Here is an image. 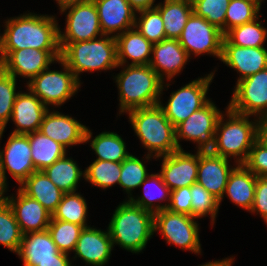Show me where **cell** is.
Listing matches in <instances>:
<instances>
[{"label": "cell", "mask_w": 267, "mask_h": 266, "mask_svg": "<svg viewBox=\"0 0 267 266\" xmlns=\"http://www.w3.org/2000/svg\"><path fill=\"white\" fill-rule=\"evenodd\" d=\"M5 23L4 33L0 36V63L14 50H61L60 27L54 16L30 12L8 19Z\"/></svg>", "instance_id": "6da1fadb"}, {"label": "cell", "mask_w": 267, "mask_h": 266, "mask_svg": "<svg viewBox=\"0 0 267 266\" xmlns=\"http://www.w3.org/2000/svg\"><path fill=\"white\" fill-rule=\"evenodd\" d=\"M129 121L143 147L147 148L146 159L161 158L179 149L175 126L165 116L160 105L137 108L127 112ZM154 153V154H152Z\"/></svg>", "instance_id": "7a4b0ae2"}, {"label": "cell", "mask_w": 267, "mask_h": 266, "mask_svg": "<svg viewBox=\"0 0 267 266\" xmlns=\"http://www.w3.org/2000/svg\"><path fill=\"white\" fill-rule=\"evenodd\" d=\"M125 66L114 78L119 89V114L158 105L164 81L149 64Z\"/></svg>", "instance_id": "3957f363"}, {"label": "cell", "mask_w": 267, "mask_h": 266, "mask_svg": "<svg viewBox=\"0 0 267 266\" xmlns=\"http://www.w3.org/2000/svg\"><path fill=\"white\" fill-rule=\"evenodd\" d=\"M107 229L113 247L117 244L127 251L139 253L154 234V213L130 200L124 201L115 209Z\"/></svg>", "instance_id": "277c9868"}, {"label": "cell", "mask_w": 267, "mask_h": 266, "mask_svg": "<svg viewBox=\"0 0 267 266\" xmlns=\"http://www.w3.org/2000/svg\"><path fill=\"white\" fill-rule=\"evenodd\" d=\"M226 109L228 119L223 121V113L219 117L214 142L209 150L225 159L236 157L235 164H244L257 140V119L252 121L249 115L234 112L229 107Z\"/></svg>", "instance_id": "5b68a950"}, {"label": "cell", "mask_w": 267, "mask_h": 266, "mask_svg": "<svg viewBox=\"0 0 267 266\" xmlns=\"http://www.w3.org/2000/svg\"><path fill=\"white\" fill-rule=\"evenodd\" d=\"M61 59L79 80L81 72L111 70L118 67L117 42L114 36L76 43H60Z\"/></svg>", "instance_id": "8992f818"}, {"label": "cell", "mask_w": 267, "mask_h": 266, "mask_svg": "<svg viewBox=\"0 0 267 266\" xmlns=\"http://www.w3.org/2000/svg\"><path fill=\"white\" fill-rule=\"evenodd\" d=\"M63 66L62 71L46 70L33 77L28 83V91L36 95L48 108L49 105L61 106L70 99L80 88V80L76 78L67 64L57 59Z\"/></svg>", "instance_id": "52a82bcc"}, {"label": "cell", "mask_w": 267, "mask_h": 266, "mask_svg": "<svg viewBox=\"0 0 267 266\" xmlns=\"http://www.w3.org/2000/svg\"><path fill=\"white\" fill-rule=\"evenodd\" d=\"M195 219L197 218L164 209L154 213V232L160 231L168 244L201 254L199 224Z\"/></svg>", "instance_id": "ba28073f"}, {"label": "cell", "mask_w": 267, "mask_h": 266, "mask_svg": "<svg viewBox=\"0 0 267 266\" xmlns=\"http://www.w3.org/2000/svg\"><path fill=\"white\" fill-rule=\"evenodd\" d=\"M213 77L214 72H211L205 77L193 80L172 92L166 106L159 103L165 116L175 127L210 101L206 94Z\"/></svg>", "instance_id": "9c48e42d"}, {"label": "cell", "mask_w": 267, "mask_h": 266, "mask_svg": "<svg viewBox=\"0 0 267 266\" xmlns=\"http://www.w3.org/2000/svg\"><path fill=\"white\" fill-rule=\"evenodd\" d=\"M224 34L215 25L194 13L188 19L180 36L179 43L189 57L207 53L221 58Z\"/></svg>", "instance_id": "30bf717a"}, {"label": "cell", "mask_w": 267, "mask_h": 266, "mask_svg": "<svg viewBox=\"0 0 267 266\" xmlns=\"http://www.w3.org/2000/svg\"><path fill=\"white\" fill-rule=\"evenodd\" d=\"M221 114L222 112L210 100L178 124L175 130L179 149L182 150L179 139H185L197 143L198 150H209L214 142L216 126Z\"/></svg>", "instance_id": "8fae6325"}, {"label": "cell", "mask_w": 267, "mask_h": 266, "mask_svg": "<svg viewBox=\"0 0 267 266\" xmlns=\"http://www.w3.org/2000/svg\"><path fill=\"white\" fill-rule=\"evenodd\" d=\"M227 106L234 112L256 118L267 113V68L238 81Z\"/></svg>", "instance_id": "7c38bea8"}, {"label": "cell", "mask_w": 267, "mask_h": 266, "mask_svg": "<svg viewBox=\"0 0 267 266\" xmlns=\"http://www.w3.org/2000/svg\"><path fill=\"white\" fill-rule=\"evenodd\" d=\"M65 32L59 30V43H76L102 36L98 11L94 1L68 7Z\"/></svg>", "instance_id": "4fadbf2b"}, {"label": "cell", "mask_w": 267, "mask_h": 266, "mask_svg": "<svg viewBox=\"0 0 267 266\" xmlns=\"http://www.w3.org/2000/svg\"><path fill=\"white\" fill-rule=\"evenodd\" d=\"M59 58H61V50L25 48L12 51L0 66L15 79L20 75L30 81Z\"/></svg>", "instance_id": "5bb4252c"}, {"label": "cell", "mask_w": 267, "mask_h": 266, "mask_svg": "<svg viewBox=\"0 0 267 266\" xmlns=\"http://www.w3.org/2000/svg\"><path fill=\"white\" fill-rule=\"evenodd\" d=\"M0 165L5 180H7L6 171H8L19 186L33 172H36L31 158L28 135L11 133L4 150H0Z\"/></svg>", "instance_id": "9a60e30c"}, {"label": "cell", "mask_w": 267, "mask_h": 266, "mask_svg": "<svg viewBox=\"0 0 267 266\" xmlns=\"http://www.w3.org/2000/svg\"><path fill=\"white\" fill-rule=\"evenodd\" d=\"M39 131L65 148L87 143L92 138V132L88 127L58 111L48 110L45 113Z\"/></svg>", "instance_id": "2e32d148"}, {"label": "cell", "mask_w": 267, "mask_h": 266, "mask_svg": "<svg viewBox=\"0 0 267 266\" xmlns=\"http://www.w3.org/2000/svg\"><path fill=\"white\" fill-rule=\"evenodd\" d=\"M161 173L163 182L169 189L175 190L190 187L197 182L198 150L197 154L185 152L183 149L162 156Z\"/></svg>", "instance_id": "e0dca14e"}, {"label": "cell", "mask_w": 267, "mask_h": 266, "mask_svg": "<svg viewBox=\"0 0 267 266\" xmlns=\"http://www.w3.org/2000/svg\"><path fill=\"white\" fill-rule=\"evenodd\" d=\"M229 160L213 154L210 150H198L197 183L221 203L228 177L234 167L230 168Z\"/></svg>", "instance_id": "ac0fdd59"}, {"label": "cell", "mask_w": 267, "mask_h": 266, "mask_svg": "<svg viewBox=\"0 0 267 266\" xmlns=\"http://www.w3.org/2000/svg\"><path fill=\"white\" fill-rule=\"evenodd\" d=\"M14 198L5 196L23 235L48 229L52 215L37 200L30 198L20 189L17 191V197Z\"/></svg>", "instance_id": "d6986e66"}, {"label": "cell", "mask_w": 267, "mask_h": 266, "mask_svg": "<svg viewBox=\"0 0 267 266\" xmlns=\"http://www.w3.org/2000/svg\"><path fill=\"white\" fill-rule=\"evenodd\" d=\"M93 1L98 11L103 35L111 36L112 34V36L116 37L126 30L134 28L137 12L131 7L127 0Z\"/></svg>", "instance_id": "ffe728a7"}, {"label": "cell", "mask_w": 267, "mask_h": 266, "mask_svg": "<svg viewBox=\"0 0 267 266\" xmlns=\"http://www.w3.org/2000/svg\"><path fill=\"white\" fill-rule=\"evenodd\" d=\"M152 55L149 65L162 81L165 77L171 81L176 74L181 72L186 62L191 58L178 39L167 38L153 44Z\"/></svg>", "instance_id": "44dd1931"}, {"label": "cell", "mask_w": 267, "mask_h": 266, "mask_svg": "<svg viewBox=\"0 0 267 266\" xmlns=\"http://www.w3.org/2000/svg\"><path fill=\"white\" fill-rule=\"evenodd\" d=\"M113 250L109 231H101L93 227H86L80 233L74 252L91 266H104L110 259Z\"/></svg>", "instance_id": "7402d4cb"}, {"label": "cell", "mask_w": 267, "mask_h": 266, "mask_svg": "<svg viewBox=\"0 0 267 266\" xmlns=\"http://www.w3.org/2000/svg\"><path fill=\"white\" fill-rule=\"evenodd\" d=\"M220 60L240 73L238 82L267 68V49L222 45Z\"/></svg>", "instance_id": "603a6c76"}, {"label": "cell", "mask_w": 267, "mask_h": 266, "mask_svg": "<svg viewBox=\"0 0 267 266\" xmlns=\"http://www.w3.org/2000/svg\"><path fill=\"white\" fill-rule=\"evenodd\" d=\"M48 110L49 108L31 91L29 93L19 92L10 118L17 127L12 134L27 135L39 131L43 117Z\"/></svg>", "instance_id": "cb8c5ba5"}, {"label": "cell", "mask_w": 267, "mask_h": 266, "mask_svg": "<svg viewBox=\"0 0 267 266\" xmlns=\"http://www.w3.org/2000/svg\"><path fill=\"white\" fill-rule=\"evenodd\" d=\"M60 253L47 229L24 234L17 255L24 266H38L41 262L58 261Z\"/></svg>", "instance_id": "d4e9b609"}, {"label": "cell", "mask_w": 267, "mask_h": 266, "mask_svg": "<svg viewBox=\"0 0 267 266\" xmlns=\"http://www.w3.org/2000/svg\"><path fill=\"white\" fill-rule=\"evenodd\" d=\"M117 61L122 67L127 59L132 62L127 65H148L152 56L153 44L148 41L135 27L117 35ZM150 57V58H149Z\"/></svg>", "instance_id": "484cf974"}, {"label": "cell", "mask_w": 267, "mask_h": 266, "mask_svg": "<svg viewBox=\"0 0 267 266\" xmlns=\"http://www.w3.org/2000/svg\"><path fill=\"white\" fill-rule=\"evenodd\" d=\"M256 180L257 176L244 164H236L229 174L224 193L236 206L250 212L254 203Z\"/></svg>", "instance_id": "4316f807"}, {"label": "cell", "mask_w": 267, "mask_h": 266, "mask_svg": "<svg viewBox=\"0 0 267 266\" xmlns=\"http://www.w3.org/2000/svg\"><path fill=\"white\" fill-rule=\"evenodd\" d=\"M32 199L37 200L52 215L61 202L62 192L43 171L33 172L19 187Z\"/></svg>", "instance_id": "83f0119b"}, {"label": "cell", "mask_w": 267, "mask_h": 266, "mask_svg": "<svg viewBox=\"0 0 267 266\" xmlns=\"http://www.w3.org/2000/svg\"><path fill=\"white\" fill-rule=\"evenodd\" d=\"M155 8L162 17L166 38L179 39L193 14L191 0H164L163 4H156Z\"/></svg>", "instance_id": "f1b7e54d"}, {"label": "cell", "mask_w": 267, "mask_h": 266, "mask_svg": "<svg viewBox=\"0 0 267 266\" xmlns=\"http://www.w3.org/2000/svg\"><path fill=\"white\" fill-rule=\"evenodd\" d=\"M31 146V158L36 171H42L64 157L66 148L40 131L27 134Z\"/></svg>", "instance_id": "f546056e"}, {"label": "cell", "mask_w": 267, "mask_h": 266, "mask_svg": "<svg viewBox=\"0 0 267 266\" xmlns=\"http://www.w3.org/2000/svg\"><path fill=\"white\" fill-rule=\"evenodd\" d=\"M42 171L64 193L76 192L79 180L85 176L77 163L67 155Z\"/></svg>", "instance_id": "4dcf8cb0"}, {"label": "cell", "mask_w": 267, "mask_h": 266, "mask_svg": "<svg viewBox=\"0 0 267 266\" xmlns=\"http://www.w3.org/2000/svg\"><path fill=\"white\" fill-rule=\"evenodd\" d=\"M149 184H152L155 188H151ZM144 185V194L138 199L133 197L129 199L133 204L141 207L142 209L149 210L152 213L162 211L168 208L171 196V190L163 182L162 177L159 173L149 174V176L141 183L140 187ZM152 186V187H153ZM156 191H155V190ZM168 197V198H167ZM168 201V204H155V201Z\"/></svg>", "instance_id": "1f68e13d"}, {"label": "cell", "mask_w": 267, "mask_h": 266, "mask_svg": "<svg viewBox=\"0 0 267 266\" xmlns=\"http://www.w3.org/2000/svg\"><path fill=\"white\" fill-rule=\"evenodd\" d=\"M255 20L233 27L224 34L222 45H236L239 47H264L267 29L261 22Z\"/></svg>", "instance_id": "d6a6232c"}, {"label": "cell", "mask_w": 267, "mask_h": 266, "mask_svg": "<svg viewBox=\"0 0 267 266\" xmlns=\"http://www.w3.org/2000/svg\"><path fill=\"white\" fill-rule=\"evenodd\" d=\"M90 142L91 148L98 156L97 160L122 162L130 155L122 137L116 132H102Z\"/></svg>", "instance_id": "836d02e7"}, {"label": "cell", "mask_w": 267, "mask_h": 266, "mask_svg": "<svg viewBox=\"0 0 267 266\" xmlns=\"http://www.w3.org/2000/svg\"><path fill=\"white\" fill-rule=\"evenodd\" d=\"M87 203L79 193H64L56 211L52 214L55 220H62L76 225L89 227L86 223Z\"/></svg>", "instance_id": "e575fe53"}, {"label": "cell", "mask_w": 267, "mask_h": 266, "mask_svg": "<svg viewBox=\"0 0 267 266\" xmlns=\"http://www.w3.org/2000/svg\"><path fill=\"white\" fill-rule=\"evenodd\" d=\"M23 233L8 202L0 200V244L16 254L19 251Z\"/></svg>", "instance_id": "d590c367"}, {"label": "cell", "mask_w": 267, "mask_h": 266, "mask_svg": "<svg viewBox=\"0 0 267 266\" xmlns=\"http://www.w3.org/2000/svg\"><path fill=\"white\" fill-rule=\"evenodd\" d=\"M84 179L92 185L107 189L114 184H119L121 175V162L94 160L84 170Z\"/></svg>", "instance_id": "8d00e7d4"}, {"label": "cell", "mask_w": 267, "mask_h": 266, "mask_svg": "<svg viewBox=\"0 0 267 266\" xmlns=\"http://www.w3.org/2000/svg\"><path fill=\"white\" fill-rule=\"evenodd\" d=\"M263 0H230L225 15V33L233 27L259 18Z\"/></svg>", "instance_id": "74e56055"}, {"label": "cell", "mask_w": 267, "mask_h": 266, "mask_svg": "<svg viewBox=\"0 0 267 266\" xmlns=\"http://www.w3.org/2000/svg\"><path fill=\"white\" fill-rule=\"evenodd\" d=\"M83 226L76 225L62 220L51 218L48 226L53 241L60 252L69 255V252L75 249L76 243L80 236Z\"/></svg>", "instance_id": "f35d334b"}, {"label": "cell", "mask_w": 267, "mask_h": 266, "mask_svg": "<svg viewBox=\"0 0 267 266\" xmlns=\"http://www.w3.org/2000/svg\"><path fill=\"white\" fill-rule=\"evenodd\" d=\"M16 80L0 66V140L11 118L16 93Z\"/></svg>", "instance_id": "ab89813d"}, {"label": "cell", "mask_w": 267, "mask_h": 266, "mask_svg": "<svg viewBox=\"0 0 267 266\" xmlns=\"http://www.w3.org/2000/svg\"><path fill=\"white\" fill-rule=\"evenodd\" d=\"M135 28L152 44L166 39L163 20L160 12L154 7L137 12Z\"/></svg>", "instance_id": "60d3db41"}, {"label": "cell", "mask_w": 267, "mask_h": 266, "mask_svg": "<svg viewBox=\"0 0 267 266\" xmlns=\"http://www.w3.org/2000/svg\"><path fill=\"white\" fill-rule=\"evenodd\" d=\"M149 176L143 162L130 154L121 162V175L119 185L126 190L128 200L132 198L131 191L140 187L141 183Z\"/></svg>", "instance_id": "b9f144b4"}, {"label": "cell", "mask_w": 267, "mask_h": 266, "mask_svg": "<svg viewBox=\"0 0 267 266\" xmlns=\"http://www.w3.org/2000/svg\"><path fill=\"white\" fill-rule=\"evenodd\" d=\"M193 13L203 17L225 34V15L230 0H191Z\"/></svg>", "instance_id": "7bdbcfd3"}, {"label": "cell", "mask_w": 267, "mask_h": 266, "mask_svg": "<svg viewBox=\"0 0 267 266\" xmlns=\"http://www.w3.org/2000/svg\"><path fill=\"white\" fill-rule=\"evenodd\" d=\"M190 192L192 217L202 218L209 214L213 225L220 206L219 200L197 182L190 186Z\"/></svg>", "instance_id": "ee69618b"}, {"label": "cell", "mask_w": 267, "mask_h": 266, "mask_svg": "<svg viewBox=\"0 0 267 266\" xmlns=\"http://www.w3.org/2000/svg\"><path fill=\"white\" fill-rule=\"evenodd\" d=\"M244 165L257 177H267V148L256 140Z\"/></svg>", "instance_id": "f6af8a7d"}, {"label": "cell", "mask_w": 267, "mask_h": 266, "mask_svg": "<svg viewBox=\"0 0 267 266\" xmlns=\"http://www.w3.org/2000/svg\"><path fill=\"white\" fill-rule=\"evenodd\" d=\"M190 187H182L171 191L168 210L173 213L192 216Z\"/></svg>", "instance_id": "bcb514c9"}, {"label": "cell", "mask_w": 267, "mask_h": 266, "mask_svg": "<svg viewBox=\"0 0 267 266\" xmlns=\"http://www.w3.org/2000/svg\"><path fill=\"white\" fill-rule=\"evenodd\" d=\"M250 212H257L267 225V177H257L254 203Z\"/></svg>", "instance_id": "7dc6e473"}, {"label": "cell", "mask_w": 267, "mask_h": 266, "mask_svg": "<svg viewBox=\"0 0 267 266\" xmlns=\"http://www.w3.org/2000/svg\"><path fill=\"white\" fill-rule=\"evenodd\" d=\"M257 140L267 148V113L257 119Z\"/></svg>", "instance_id": "c3c4849f"}, {"label": "cell", "mask_w": 267, "mask_h": 266, "mask_svg": "<svg viewBox=\"0 0 267 266\" xmlns=\"http://www.w3.org/2000/svg\"><path fill=\"white\" fill-rule=\"evenodd\" d=\"M127 1L136 12L151 9L156 6L154 4L155 0H127Z\"/></svg>", "instance_id": "681fc988"}, {"label": "cell", "mask_w": 267, "mask_h": 266, "mask_svg": "<svg viewBox=\"0 0 267 266\" xmlns=\"http://www.w3.org/2000/svg\"><path fill=\"white\" fill-rule=\"evenodd\" d=\"M70 258L66 253L58 254V261L41 262L38 266H72Z\"/></svg>", "instance_id": "f907efd6"}, {"label": "cell", "mask_w": 267, "mask_h": 266, "mask_svg": "<svg viewBox=\"0 0 267 266\" xmlns=\"http://www.w3.org/2000/svg\"><path fill=\"white\" fill-rule=\"evenodd\" d=\"M93 0H56L58 6L60 7V12L68 7L79 5L87 2H91Z\"/></svg>", "instance_id": "816d5d0a"}, {"label": "cell", "mask_w": 267, "mask_h": 266, "mask_svg": "<svg viewBox=\"0 0 267 266\" xmlns=\"http://www.w3.org/2000/svg\"><path fill=\"white\" fill-rule=\"evenodd\" d=\"M234 258H225L223 260L210 261L200 266H232Z\"/></svg>", "instance_id": "f5cc1de1"}, {"label": "cell", "mask_w": 267, "mask_h": 266, "mask_svg": "<svg viewBox=\"0 0 267 266\" xmlns=\"http://www.w3.org/2000/svg\"><path fill=\"white\" fill-rule=\"evenodd\" d=\"M7 181L5 180L3 173H2V167L0 165V200L5 199V192L7 191Z\"/></svg>", "instance_id": "db71d44e"}]
</instances>
